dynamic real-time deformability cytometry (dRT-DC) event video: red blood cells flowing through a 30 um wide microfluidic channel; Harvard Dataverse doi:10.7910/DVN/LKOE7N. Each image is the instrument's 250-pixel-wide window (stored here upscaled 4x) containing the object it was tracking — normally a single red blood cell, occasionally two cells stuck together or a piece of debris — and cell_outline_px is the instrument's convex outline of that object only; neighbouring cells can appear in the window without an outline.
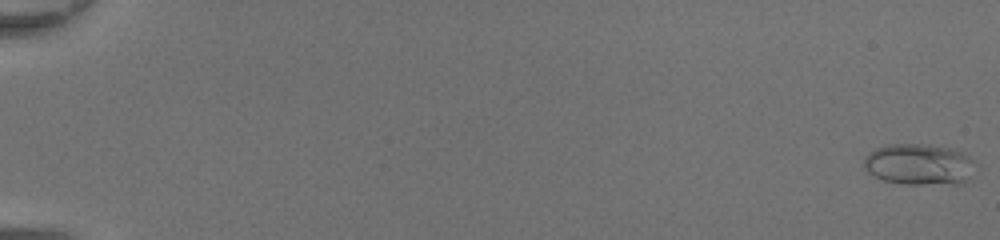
{"species": "common noctule bat (a hibernating species)", "species_latin": "Nyctalus noctula", "temperature_condition": "room temperature", "stored_images_in_passage": 49, "camera_frame_rate_fps": 3000, "um_per_image_px": 0.085, "animal": {"sex": "female", "body_mass_g": 20.0, "forearm_length_mm": 54.0}, "frame": {"image": 1, "passage_image": 1, "time_ms": 0.0, "image_size_px": [1000, 240], "cell_outline_px": [[976, 160], [968, 180], [956, 184], [904, 184], [884, 180], [868, 172], [864, 168], [864, 156], [876, 148], [888, 144], [928, 144], [948, 148], [960, 152]], "centroid_in_image_um": [78.11, 13.97], "position_along_channel_um": 6.9, "area_um2": 26.7}}
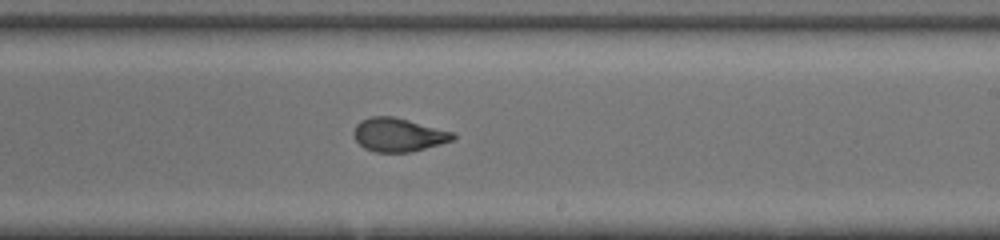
{"frame": {"image": 2, "passage_image": 32, "time_ms": 10.333, "image_size_px": [1000, 240], "cell_outline_px": [[456, 136], [452, 140], [440, 144], [408, 152], [376, 152], [364, 148], [356, 140], [352, 132], [356, 124], [360, 120], [372, 116], [392, 116], [456, 132]], "centroid_in_image_um": [33.85, 11.45], "position_along_channel_um": 255.1, "area_um2": 19.36}}
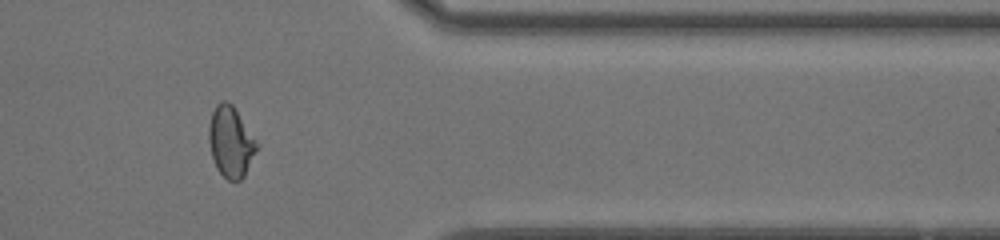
{"frame": {"image": 3, "passage_image": 42, "time_ms": 13.667, "image_size_px": [1000, 240], "cell_outline_px": [[260, 144], [244, 176], [240, 180], [228, 180], [216, 168], [212, 156], [208, 140], [208, 124], [212, 112], [216, 104], [220, 100], [228, 100], [232, 104]], "centroid_in_image_um": [19.61, 12.02], "position_along_channel_um": 391.8, "area_um2": 20.0}, "authors_computed_cell_mechanics": {"area_um2": 20.6346, "velocity_mm_per_s": 4.416, "shape_relaxation_time_tau1_ms": 9.2855, "shape_relaxation_time_tau2_ms": 0.8254, "deformation_change_tau1": 0.2841, "deformation_change_tau2": 0.0585}}